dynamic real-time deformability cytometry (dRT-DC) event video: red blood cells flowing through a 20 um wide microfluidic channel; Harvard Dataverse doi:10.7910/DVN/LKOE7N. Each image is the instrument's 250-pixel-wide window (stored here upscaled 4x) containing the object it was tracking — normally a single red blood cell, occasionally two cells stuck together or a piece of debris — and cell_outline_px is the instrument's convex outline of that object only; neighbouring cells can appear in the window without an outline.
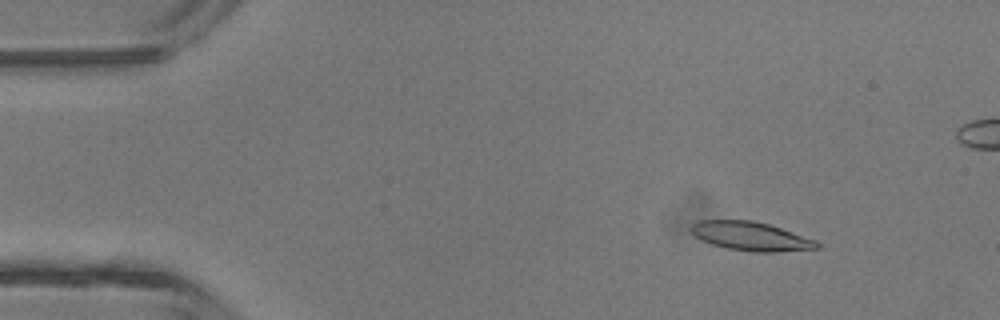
{"species": "common noctule bat (a hibernating species)", "species_latin": "Nyctalus noctula", "temperature_condition": "room temperature", "stored_images_in_passage": 5, "camera_frame_rate_fps": 3000, "um_per_image_px": 0.085, "animal": {"sex": "male", "body_mass_g": 13.3}, "frame": {"image": 1, "passage_image": 2, "time_ms": 1.0, "image_size_px": [1000, 320], "cell_outline_px": [[820, 248], [776, 252], [752, 252], [728, 248], [712, 244], [696, 236], [688, 228], [696, 220], [752, 220], [768, 224], [816, 240], [820, 244]], "centroid_in_image_um": [63.82, 20.08], "position_along_channel_um": 21.2, "area_um2": 21.04}}